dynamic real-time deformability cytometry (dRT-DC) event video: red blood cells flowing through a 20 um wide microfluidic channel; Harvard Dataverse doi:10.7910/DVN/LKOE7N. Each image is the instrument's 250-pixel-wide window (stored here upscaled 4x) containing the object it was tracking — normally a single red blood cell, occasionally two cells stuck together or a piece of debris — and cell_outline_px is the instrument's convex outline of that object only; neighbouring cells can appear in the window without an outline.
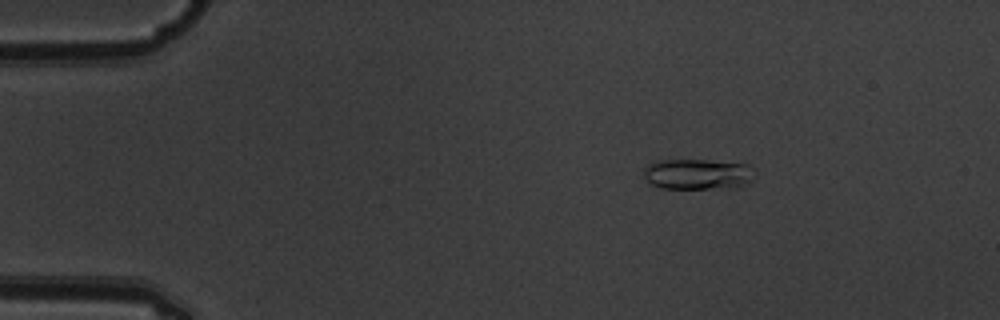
{"species": "common noctule bat (a hibernating species)", "species_latin": "Nyctalus noctula", "temperature_condition": "warm", "stored_images_in_passage": 7, "camera_frame_rate_fps": 3000, "um_per_image_px": 0.085, "animal": {"sex": "male", "body_mass_g": 19.5, "forearm_length_mm": 54.6}, "frame": {"image": 1, "passage_image": 3, "time_ms": 0.667, "image_size_px": [1000, 320], "cell_outline_px": [[756, 172], [752, 180], [736, 188], [660, 188], [644, 180], [644, 168], [652, 160], [704, 160], [748, 164]], "centroid_in_image_um": [59.29, 14.8], "position_along_channel_um": 25.7, "area_um2": 20.06}}
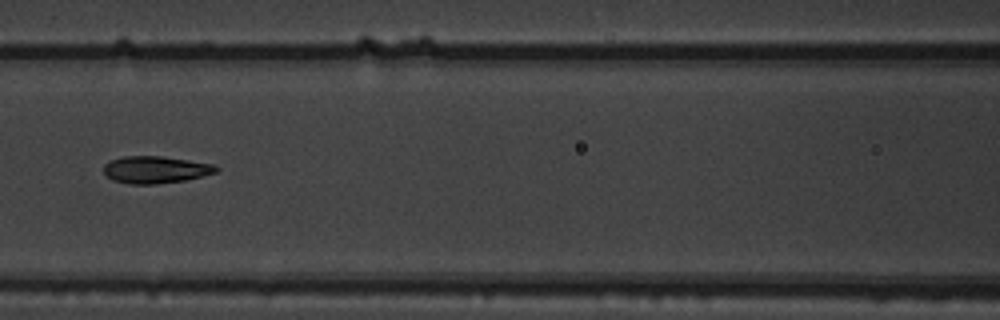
{"frame": {"image": 2, "passage_image": 7, "time_ms": 2.0, "image_size_px": [1000, 320], "cell_outline_px": [[220, 168], [216, 172], [184, 180], [152, 184], [128, 184], [112, 180], [104, 172], [104, 164], [108, 160], [124, 156], [160, 156], [216, 164]], "centroid_in_image_um": [13.2, 14.41], "position_along_channel_um": 153.4, "area_um2": 17.74}}